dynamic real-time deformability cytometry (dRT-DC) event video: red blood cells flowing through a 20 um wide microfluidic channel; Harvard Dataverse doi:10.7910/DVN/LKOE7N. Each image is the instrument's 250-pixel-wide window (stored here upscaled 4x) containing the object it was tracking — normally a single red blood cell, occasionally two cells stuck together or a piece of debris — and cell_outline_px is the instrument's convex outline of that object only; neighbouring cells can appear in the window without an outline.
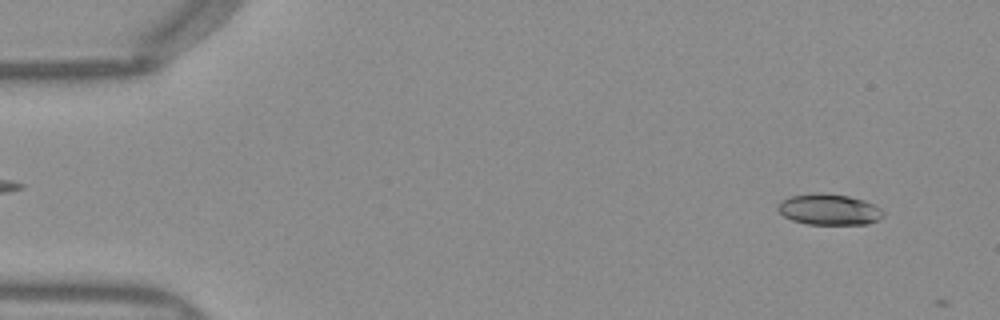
{"species": "Egyptian fruit bat (a non-hibernating species)", "species_latin": "Rousettus aegyptiacus", "temperature_condition": "warm", "stored_images_in_passage": 9, "camera_frame_rate_fps": 3000, "um_per_image_px": 0.085, "frame": {"image": 1, "passage_image": 3, "time_ms": 0.667, "image_size_px": [1000, 320], "cell_outline_px": [[884, 216], [868, 224], [808, 224], [792, 220], [784, 216], [776, 208], [788, 196], [812, 192], [820, 192], [848, 196], [864, 200], [880, 208], [884, 212]], "centroid_in_image_um": [70.46, 17.79], "position_along_channel_um": 14.5, "area_um2": 19.02}}